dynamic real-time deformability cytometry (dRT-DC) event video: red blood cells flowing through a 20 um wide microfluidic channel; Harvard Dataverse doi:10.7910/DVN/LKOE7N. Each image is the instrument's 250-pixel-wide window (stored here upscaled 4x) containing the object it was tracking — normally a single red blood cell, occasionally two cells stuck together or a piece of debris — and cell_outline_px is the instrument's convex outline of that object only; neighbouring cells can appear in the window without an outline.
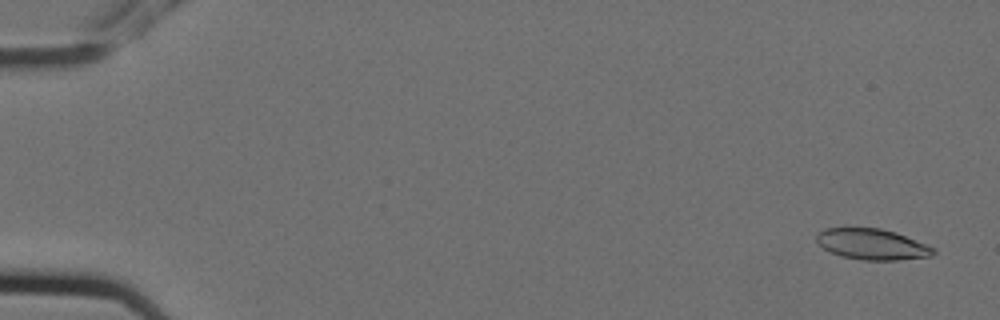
{"species": "Egyptian fruit bat (a non-hibernating species)", "species_latin": "Rousettus aegyptiacus", "temperature_condition": "cold", "stored_images_in_passage": 6, "camera_frame_rate_fps": 3000, "um_per_image_px": 0.085, "animal": {"sex": "female"}, "frame": {"image": 1, "passage_image": 1, "time_ms": 0.0, "image_size_px": [1000, 320], "cell_outline_px": [[936, 252], [932, 256], [896, 260], [864, 260], [840, 256], [824, 248], [816, 240], [816, 236], [824, 228], [880, 228], [896, 232], [936, 248]], "centroid_in_image_um": [74.16, 20.76], "position_along_channel_um": 10.8, "area_um2": 20.92}}